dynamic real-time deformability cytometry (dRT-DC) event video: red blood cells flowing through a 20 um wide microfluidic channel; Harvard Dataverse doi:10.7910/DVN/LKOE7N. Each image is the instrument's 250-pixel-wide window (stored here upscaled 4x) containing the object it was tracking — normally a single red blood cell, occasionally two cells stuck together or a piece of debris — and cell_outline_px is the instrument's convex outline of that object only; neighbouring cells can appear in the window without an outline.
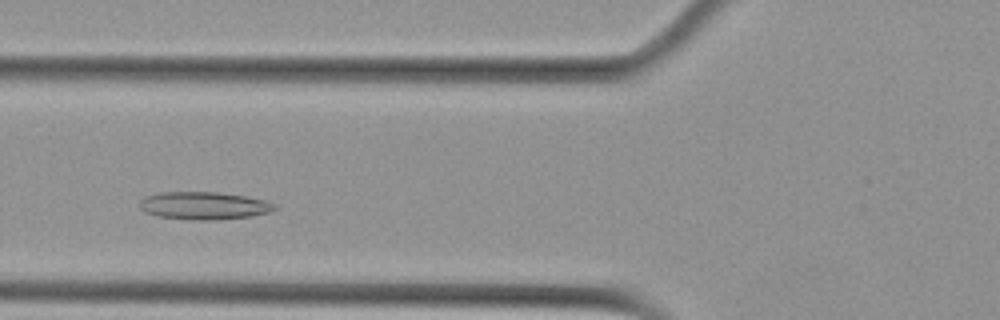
{"species": "Egyptian fruit bat (a non-hibernating species)", "species_latin": "Rousettus aegyptiacus", "temperature_condition": "cold", "stored_images_in_passage": 3, "camera_frame_rate_fps": 3000, "um_per_image_px": 0.085, "animal": {"sex": "female"}, "frame": {"image": 1, "passage_image": 3, "time_ms": 0.667, "image_size_px": [1000, 320], "cell_outline_px": [[276, 208], [268, 212], [252, 216], [212, 220], [192, 220], [160, 216], [144, 212], [140, 208], [140, 200], [144, 196], [160, 192], [216, 192], [244, 196], [264, 200], [276, 204]], "centroid_in_image_um": [17.3, 17.48], "position_along_channel_um": 108.5, "area_um2": 21.68}}